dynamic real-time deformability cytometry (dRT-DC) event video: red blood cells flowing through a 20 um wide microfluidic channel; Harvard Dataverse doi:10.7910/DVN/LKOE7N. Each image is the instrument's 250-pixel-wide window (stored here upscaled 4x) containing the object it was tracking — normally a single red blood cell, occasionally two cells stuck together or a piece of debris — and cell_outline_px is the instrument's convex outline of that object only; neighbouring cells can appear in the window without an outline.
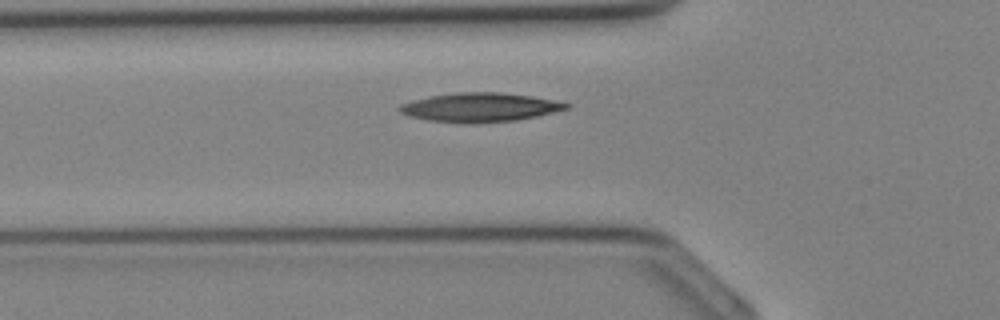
{"species": "Egyptian fruit bat (a non-hibernating species)", "species_latin": "Rousettus aegyptiacus", "temperature_condition": "cold", "stored_images_in_passage": 7, "camera_frame_rate_fps": 3000, "um_per_image_px": 0.085, "animal": {"sex": "female"}, "frame": {"image": 1, "passage_image": 2, "time_ms": 0.333, "image_size_px": [1000, 320], "cell_outline_px": [[572, 104], [568, 108], [536, 116], [516, 120], [472, 124], [464, 124], [428, 120], [408, 116], [400, 112], [396, 108], [400, 104], [412, 100], [432, 96], [456, 92], [500, 92], [532, 96]], "centroid_in_image_um": [40.74, 9.13], "position_along_channel_um": 85.1, "area_um2": 28.26}}
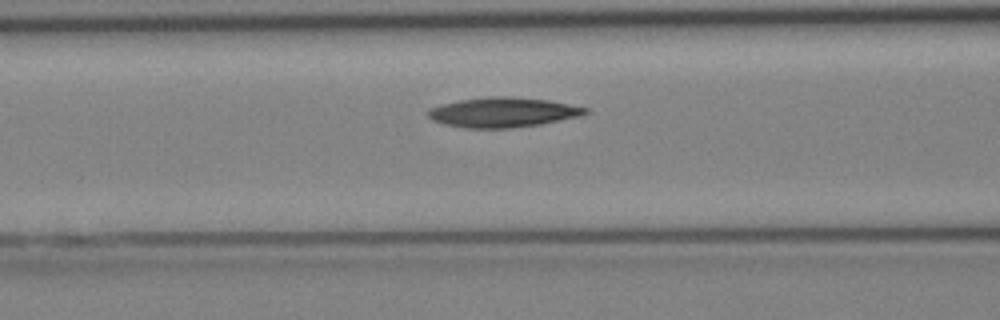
{"frame": {"image": 2, "passage_image": 4, "time_ms": 1.0, "image_size_px": [1000, 320], "cell_outline_px": [[588, 112], [576, 116], [540, 124], [512, 128], [464, 128], [444, 124], [432, 120], [428, 116], [428, 112], [432, 108], [440, 104], [460, 100], [488, 96], [508, 96], [548, 100], [588, 108]], "centroid_in_image_um": [42.69, 9.54], "position_along_channel_um": 123.9, "area_um2": 27.05}}
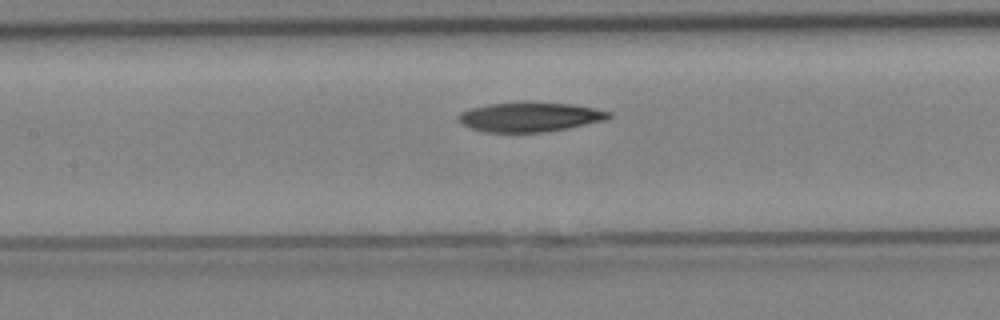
{"frame": {"image": 3, "passage_image": 6, "time_ms": 1.667, "image_size_px": [1000, 320], "cell_outline_px": [[612, 116], [608, 120], [568, 128], [544, 132], [484, 132], [472, 128], [464, 124], [456, 116], [460, 112], [472, 108], [492, 104], [524, 100], [572, 104], [612, 112]], "centroid_in_image_um": [45.08, 9.92], "position_along_channel_um": 162.3, "area_um2": 26.18}}